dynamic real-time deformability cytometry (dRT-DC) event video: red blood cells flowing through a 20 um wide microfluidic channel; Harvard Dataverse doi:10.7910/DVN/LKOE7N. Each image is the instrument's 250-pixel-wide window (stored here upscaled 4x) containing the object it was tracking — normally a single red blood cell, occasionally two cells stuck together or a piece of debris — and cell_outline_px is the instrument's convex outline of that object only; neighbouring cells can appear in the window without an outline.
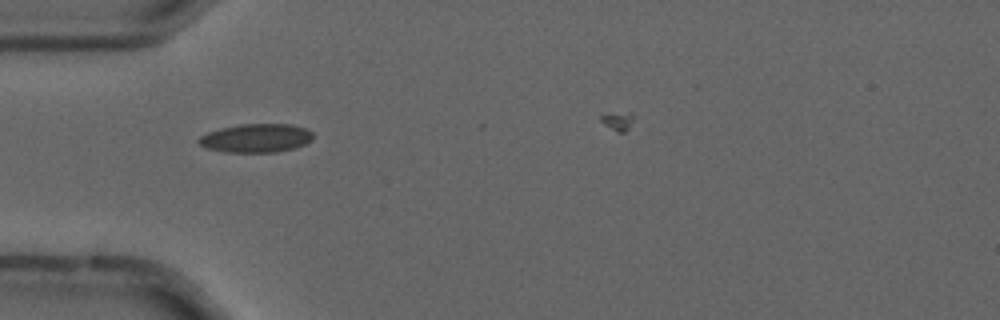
{"species": "common noctule bat (a hibernating species)", "species_latin": "Nyctalus noctula", "temperature_condition": "cold", "stored_images_in_passage": 3, "camera_frame_rate_fps": 3000, "um_per_image_px": 0.085, "animal": {"sex": "male", "forearm_length_mm": 52.5}, "frame": {"image": 1, "passage_image": 3, "time_ms": 0.667, "image_size_px": [1000, 320], "cell_outline_px": [[312, 140], [296, 148], [276, 152], [224, 152], [208, 148], [200, 144], [196, 140], [200, 136], [208, 132], [220, 128], [240, 124], [292, 124], [304, 128], [312, 132]], "centroid_in_image_um": [21.77, 11.74], "position_along_channel_um": 63.2, "area_um2": 19.07}}